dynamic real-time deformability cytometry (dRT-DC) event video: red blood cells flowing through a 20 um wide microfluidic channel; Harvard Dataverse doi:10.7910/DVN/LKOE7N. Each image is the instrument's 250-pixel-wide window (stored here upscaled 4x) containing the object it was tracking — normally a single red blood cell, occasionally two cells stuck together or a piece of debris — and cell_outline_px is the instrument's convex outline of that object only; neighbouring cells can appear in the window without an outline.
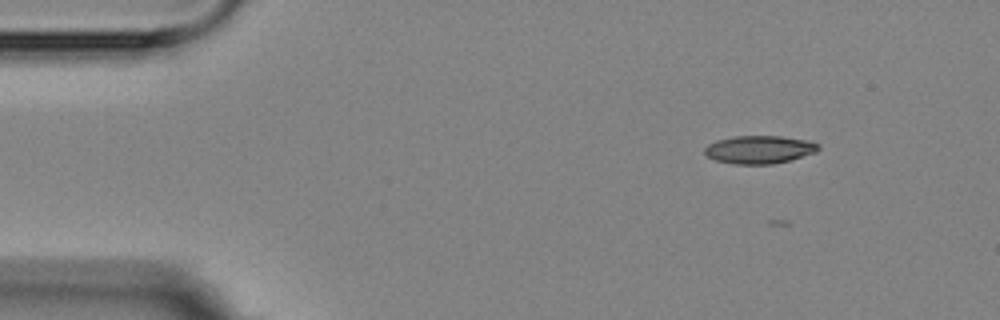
{"species": "Egyptian fruit bat (a non-hibernating species)", "species_latin": "Rousettus aegyptiacus", "temperature_condition": "room temperature", "stored_images_in_passage": 4, "camera_frame_rate_fps": 3000, "um_per_image_px": 0.085, "animal": {"sex": "female"}, "frame": {"image": 1, "passage_image": 1, "time_ms": 0.0, "image_size_px": [1000, 320], "cell_outline_px": [[820, 148], [816, 152], [792, 160], [772, 164], [732, 164], [716, 160], [708, 156], [704, 152], [704, 148], [708, 144], [716, 140], [732, 136], [780, 136], [808, 140], [820, 144]], "centroid_in_image_um": [64.56, 12.71], "position_along_channel_um": 20.4, "area_um2": 18.73}}